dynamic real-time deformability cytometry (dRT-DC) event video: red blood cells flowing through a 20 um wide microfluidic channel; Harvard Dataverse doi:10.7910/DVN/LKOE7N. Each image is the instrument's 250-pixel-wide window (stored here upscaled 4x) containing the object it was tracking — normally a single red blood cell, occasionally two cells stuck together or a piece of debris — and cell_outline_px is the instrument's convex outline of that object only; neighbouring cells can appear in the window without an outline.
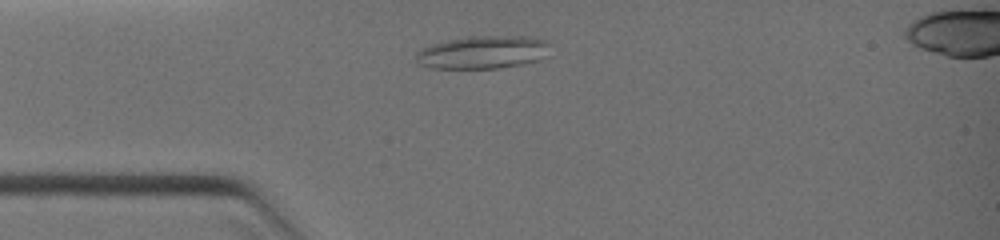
{"species": "common noctule bat (a hibernating species)", "species_latin": "Nyctalus noctula", "temperature_condition": "warm", "stored_images_in_passage": 9, "camera_frame_rate_fps": 3000, "um_per_image_px": 0.085, "animal": {"sex": "female", "body_mass_g": 19.0, "forearm_length_mm": 51.5}, "frame": {"image": 1, "passage_image": 2, "time_ms": 0.667, "image_size_px": [1000, 240], "cell_outline_px": [[552, 44], [540, 60], [524, 64], [496, 68], [428, 68], [416, 64], [416, 52], [420, 48], [432, 44], [448, 40], [468, 36], [524, 36], [548, 40]], "centroid_in_image_um": [41.02, 4.44], "position_along_channel_um": 44.0, "area_um2": 26.01}}
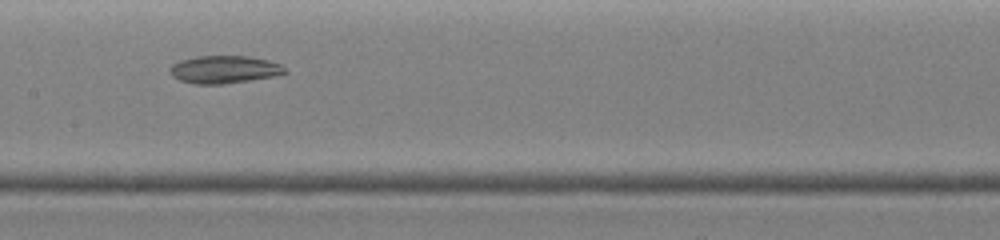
{"frame": {"image": 2, "passage_image": 7, "time_ms": 3.667, "image_size_px": [1000, 240], "cell_outline_px": [[288, 72], [276, 76], [224, 84], [192, 84], [180, 80], [172, 76], [168, 72], [168, 68], [172, 64], [180, 60], [196, 56], [248, 56], [268, 60], [280, 64]], "centroid_in_image_um": [19.02, 5.91], "position_along_channel_um": 188.4, "area_um2": 18.73}}
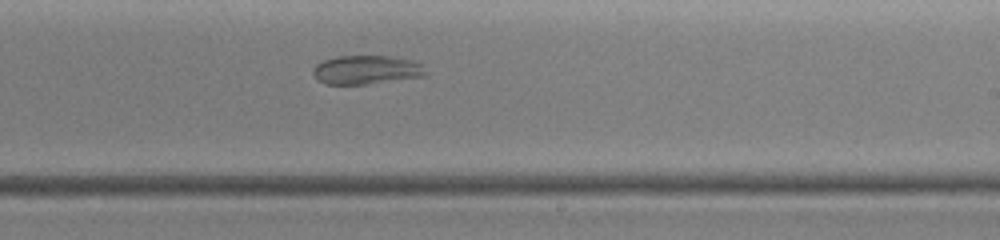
{"frame": {"image": 3, "passage_image": 9, "time_ms": 5.0, "image_size_px": [1000, 240], "cell_outline_px": [[428, 72], [424, 76], [368, 84], [324, 84], [316, 80], [312, 72], [312, 68], [316, 64], [324, 60], [336, 56], [392, 56], [412, 60], [420, 64]], "centroid_in_image_um": [31.1, 5.94], "position_along_channel_um": 257.9, "area_um2": 19.07}}